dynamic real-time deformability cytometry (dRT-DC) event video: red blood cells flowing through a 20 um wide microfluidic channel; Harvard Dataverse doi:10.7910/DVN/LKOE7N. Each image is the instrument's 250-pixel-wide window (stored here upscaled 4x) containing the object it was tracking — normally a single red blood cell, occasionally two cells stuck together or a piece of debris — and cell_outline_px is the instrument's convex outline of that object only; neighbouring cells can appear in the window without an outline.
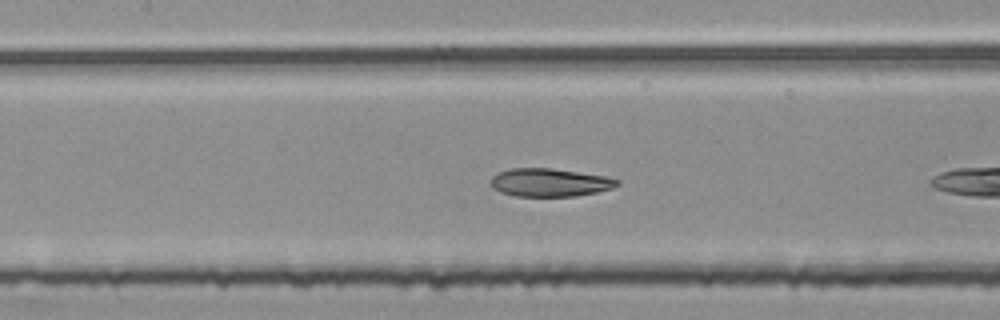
{"species": "common noctule bat (a hibernating species)", "species_latin": "Nyctalus noctula", "temperature_condition": "room temperature", "stored_images_in_passage": 10, "camera_frame_rate_fps": 3000, "um_per_image_px": 0.085, "animal": {"sex": "female", "body_mass_g": 25.1}, "frame": {"image": 1, "passage_image": 9, "time_ms": 2.667, "image_size_px": [1000, 320], "cell_outline_px": [[620, 184], [612, 188], [596, 192], [576, 196], [516, 196], [500, 192], [492, 188], [488, 184], [488, 180], [492, 176], [508, 168], [552, 168], [604, 176], [620, 180]], "centroid_in_image_um": [46.67, 15.51], "position_along_channel_um": 160.7, "area_um2": 20.87}}